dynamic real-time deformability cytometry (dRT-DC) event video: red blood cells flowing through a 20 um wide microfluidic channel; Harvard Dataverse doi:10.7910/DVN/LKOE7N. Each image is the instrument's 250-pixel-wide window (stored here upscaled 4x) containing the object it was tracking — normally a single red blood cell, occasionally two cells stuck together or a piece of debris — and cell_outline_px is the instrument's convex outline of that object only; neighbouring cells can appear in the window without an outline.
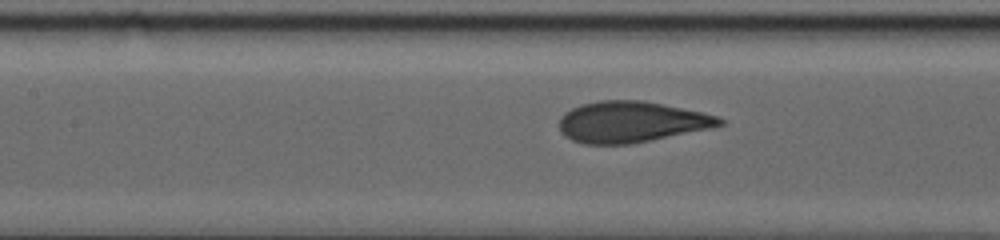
{"species": "human", "species_latin": "Homo sapiens", "temperature_condition": "warm", "stored_images_in_passage": 55, "camera_frame_rate_fps": 3000, "um_per_image_px": 0.085, "donor": {"sex": "female"}, "frame": {"image": 1, "passage_image": 8, "time_ms": 2.333, "image_size_px": [1000, 240], "cell_outline_px": [[724, 124], [712, 128], [632, 144], [584, 144], [572, 140], [564, 136], [560, 132], [560, 116], [564, 112], [580, 104], [600, 100], [644, 100], [720, 116], [724, 120]], "centroid_in_image_um": [53.65, 10.36], "position_along_channel_um": 153.7, "area_um2": 38.61}}
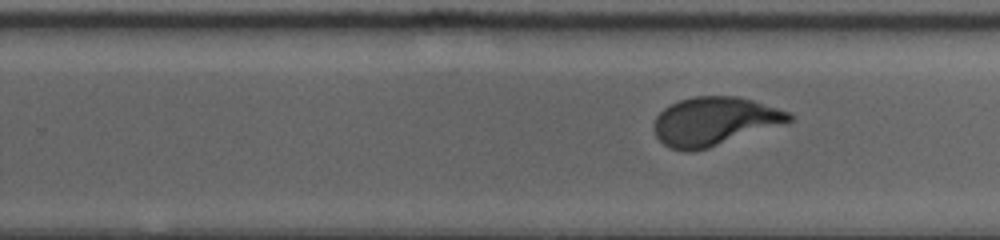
{"frame": {"image": 2, "passage_image": 27, "time_ms": 8.667, "image_size_px": [1000, 240], "cell_outline_px": [[792, 120], [788, 124], [708, 148], [692, 152], [684, 152], [668, 148], [656, 136], [656, 116], [664, 108], [680, 100], [696, 96], [736, 96], [752, 100], [788, 112], [792, 116]], "centroid_in_image_um": [60.76, 10.33], "position_along_channel_um": 269.0, "area_um2": 38.15}}
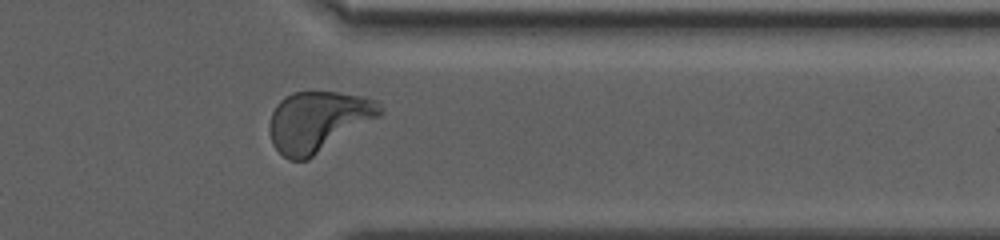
{"frame": {"image": 3, "passage_image": 46, "time_ms": 15.0, "image_size_px": [1000, 240], "cell_outline_px": [[384, 112], [380, 116], [308, 160], [288, 160], [272, 144], [268, 128], [268, 124], [272, 112], [276, 104], [284, 96], [292, 92], [340, 92], [364, 96], [376, 100]], "centroid_in_image_um": [27.02, 10.31], "position_along_channel_um": 384.4, "area_um2": 39.13}}